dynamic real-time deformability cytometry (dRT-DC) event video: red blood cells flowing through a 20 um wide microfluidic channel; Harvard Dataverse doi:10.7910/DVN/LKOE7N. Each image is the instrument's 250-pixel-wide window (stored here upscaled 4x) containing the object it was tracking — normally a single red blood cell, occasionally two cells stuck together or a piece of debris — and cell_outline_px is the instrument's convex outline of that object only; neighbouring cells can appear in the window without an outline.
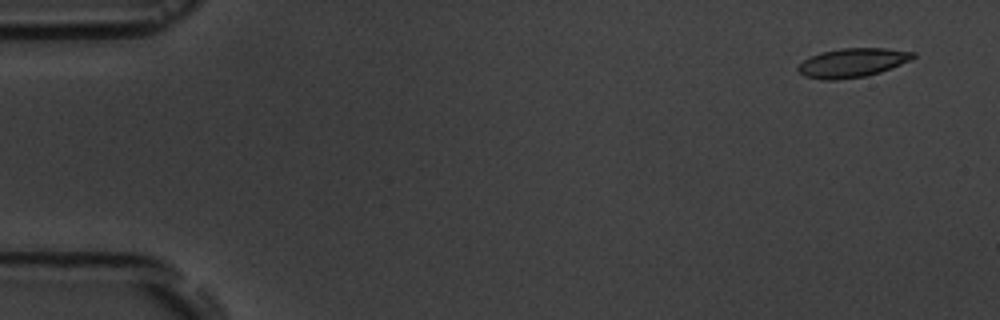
{"species": "common noctule bat (a hibernating species)", "species_latin": "Nyctalus noctula", "temperature_condition": "room temperature", "stored_images_in_passage": 6, "camera_frame_rate_fps": 3000, "um_per_image_px": 0.085, "animal": {"sex": "male", "body_mass_g": 19.5, "forearm_length_mm": 54.6}, "frame": {"image": 1, "passage_image": 1, "time_ms": 0.0, "image_size_px": [1000, 320], "cell_outline_px": [[916, 56], [900, 64], [880, 72], [868, 76], [836, 80], [824, 80], [804, 76], [796, 68], [804, 60], [820, 52], [840, 48], [884, 48], [916, 52]], "centroid_in_image_um": [72.44, 5.33], "position_along_channel_um": 12.6, "area_um2": 19.36}}
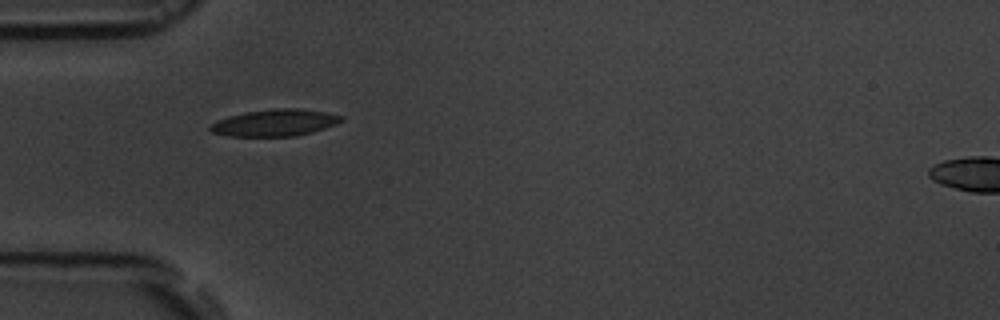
{"frame": {"image": 2, "passage_image": 5, "time_ms": 4.667, "image_size_px": [1000, 320], "cell_outline_px": [[344, 120], [336, 124], [312, 132], [296, 136], [228, 136], [212, 132], [208, 128], [216, 120], [228, 116], [244, 112], [276, 108], [300, 108], [324, 112], [344, 116]], "centroid_in_image_um": [23.36, 10.43], "position_along_channel_um": 61.6, "area_um2": 20.52}}
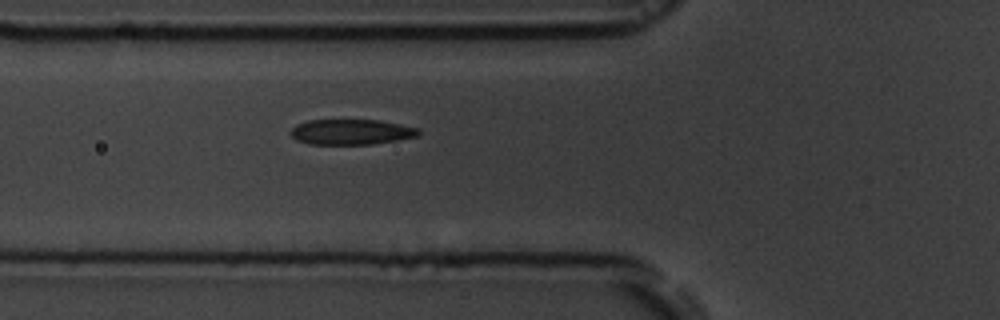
{"frame": {"image": 3, "passage_image": 6, "time_ms": 5.667, "image_size_px": [1000, 320], "cell_outline_px": [[420, 132], [416, 136], [396, 140], [372, 144], [308, 144], [296, 140], [288, 132], [296, 124], [308, 120], [380, 120], [420, 128]], "centroid_in_image_um": [29.82, 11.21], "position_along_channel_um": 96.0, "area_um2": 18.96}}